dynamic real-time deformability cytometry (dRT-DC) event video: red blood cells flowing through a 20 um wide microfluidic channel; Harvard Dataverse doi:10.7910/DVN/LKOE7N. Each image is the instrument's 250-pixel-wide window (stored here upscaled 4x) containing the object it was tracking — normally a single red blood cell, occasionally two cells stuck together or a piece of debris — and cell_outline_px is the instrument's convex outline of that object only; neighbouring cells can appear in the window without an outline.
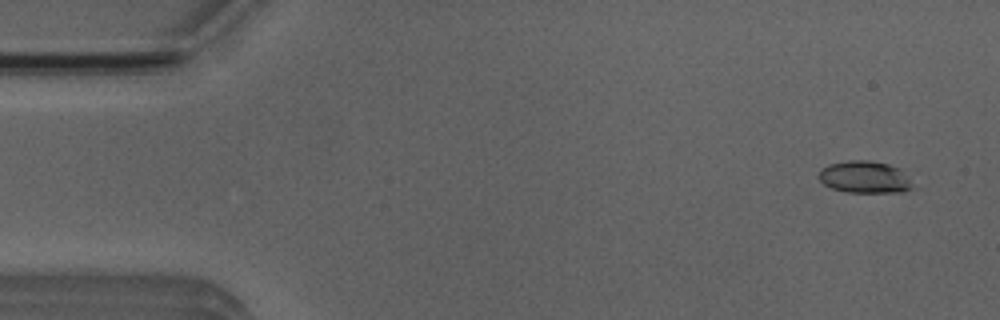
{"species": "Egyptian fruit bat (a non-hibernating species)", "species_latin": "Rousettus aegyptiacus", "temperature_condition": "room temperature", "stored_images_in_passage": 53, "camera_frame_rate_fps": 3000, "um_per_image_px": 0.085, "animal": {"sex": "male"}, "frame": {"image": 1, "passage_image": 4, "time_ms": 1.0, "image_size_px": [1000, 320], "cell_outline_px": [[916, 188], [900, 192], [848, 192], [832, 188], [824, 184], [816, 176], [828, 164], [848, 160], [868, 160], [888, 164], [900, 168]], "centroid_in_image_um": [73.51, 15.05], "position_along_channel_um": 11.5, "area_um2": 17.57}}
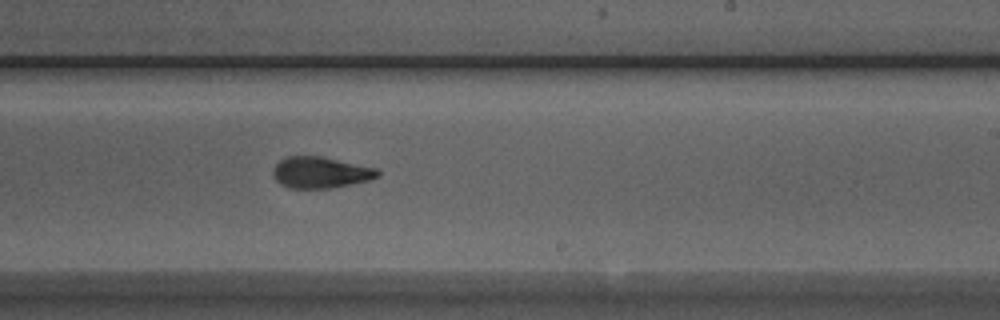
{"frame": {"image": 2, "passage_image": 32, "time_ms": 10.333, "image_size_px": [1000, 320], "cell_outline_px": [[380, 176], [372, 180], [332, 188], [288, 188], [280, 184], [276, 180], [272, 172], [272, 168], [284, 156], [320, 156], [380, 168]], "centroid_in_image_um": [27.28, 14.66], "position_along_channel_um": 261.7, "area_um2": 19.48}}
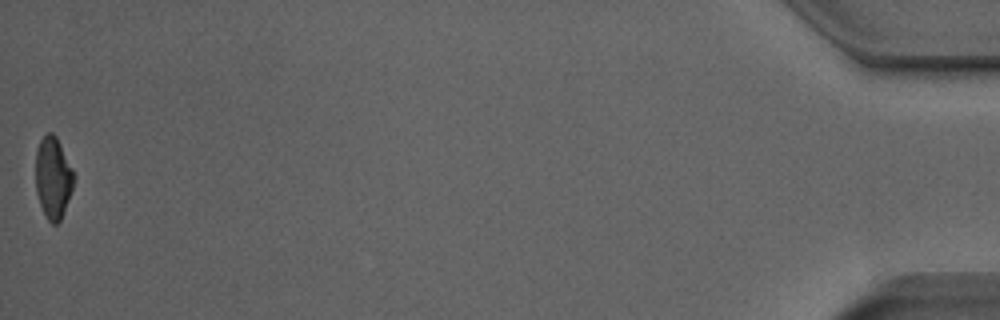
{"frame": {"image": 3, "passage_image": 53, "time_ms": 17.333, "image_size_px": [1000, 320], "cell_outline_px": [[76, 176], [72, 188], [60, 220], [56, 224], [52, 224], [48, 220], [40, 204], [36, 192], [36, 152], [40, 140], [48, 132], [52, 132], [56, 136]], "centroid_in_image_um": [4.51, 15.09], "position_along_channel_um": 430.7, "area_um2": 17.92}, "authors_computed_cell_mechanics": {"area_um2": 19.1318, "velocity_mm_per_s": 3.9313, "shape_relaxation_time_tau1_ms": 5.3002, "shape_relaxation_time_tau2_ms": 1.727, "deformation_change_tau1": 0.1533, "deformation_change_tau2": 0.0871}}